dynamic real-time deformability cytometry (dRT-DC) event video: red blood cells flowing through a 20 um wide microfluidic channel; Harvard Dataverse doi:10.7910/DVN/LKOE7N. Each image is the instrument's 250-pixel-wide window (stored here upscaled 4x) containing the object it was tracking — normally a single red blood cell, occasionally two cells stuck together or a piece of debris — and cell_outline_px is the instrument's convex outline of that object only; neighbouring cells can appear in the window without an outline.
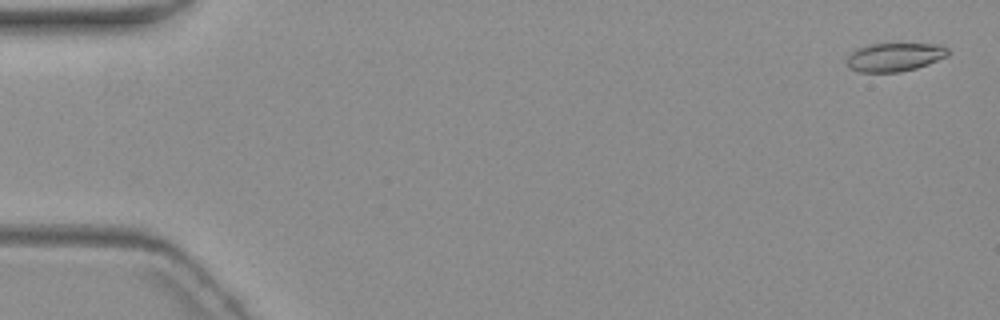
{"species": "common noctule bat (a hibernating species)", "species_latin": "Nyctalus noctula", "temperature_condition": "warm", "stored_images_in_passage": 5, "camera_frame_rate_fps": 3000, "um_per_image_px": 0.085, "animal": {"sex": "female", "body_mass_g": 19.3, "forearm_length_mm": 54.1}, "frame": {"image": 1, "passage_image": 1, "time_ms": 0.0, "image_size_px": [1000, 320], "cell_outline_px": [[952, 52], [948, 56], [928, 64], [916, 68], [900, 72], [860, 72], [848, 68], [844, 60], [856, 48], [868, 44], [896, 40], [900, 40], [940, 44], [948, 48]], "centroid_in_image_um": [76.07, 4.78], "position_along_channel_um": 8.9, "area_um2": 18.21}}
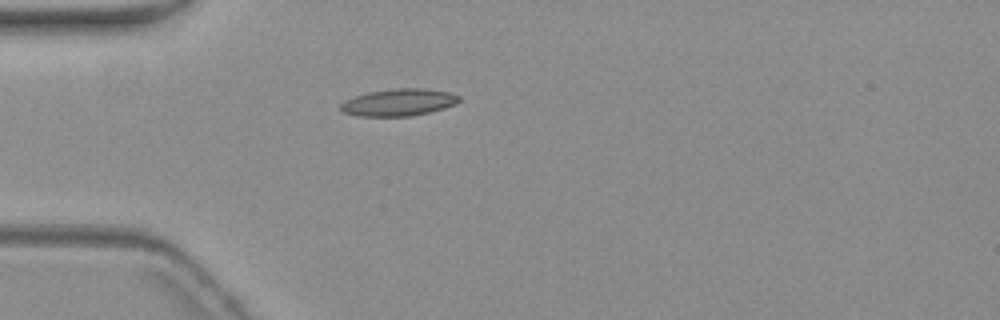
{"frame": {"image": 2, "passage_image": 5, "time_ms": 5.0, "image_size_px": [1000, 320], "cell_outline_px": [[460, 100], [456, 104], [444, 108], [428, 112], [408, 116], [356, 116], [344, 112], [340, 108], [340, 104], [344, 100], [352, 96], [368, 92], [396, 88], [424, 88], [448, 92], [460, 96]], "centroid_in_image_um": [33.86, 8.69], "position_along_channel_um": 51.1, "area_um2": 18.73}}